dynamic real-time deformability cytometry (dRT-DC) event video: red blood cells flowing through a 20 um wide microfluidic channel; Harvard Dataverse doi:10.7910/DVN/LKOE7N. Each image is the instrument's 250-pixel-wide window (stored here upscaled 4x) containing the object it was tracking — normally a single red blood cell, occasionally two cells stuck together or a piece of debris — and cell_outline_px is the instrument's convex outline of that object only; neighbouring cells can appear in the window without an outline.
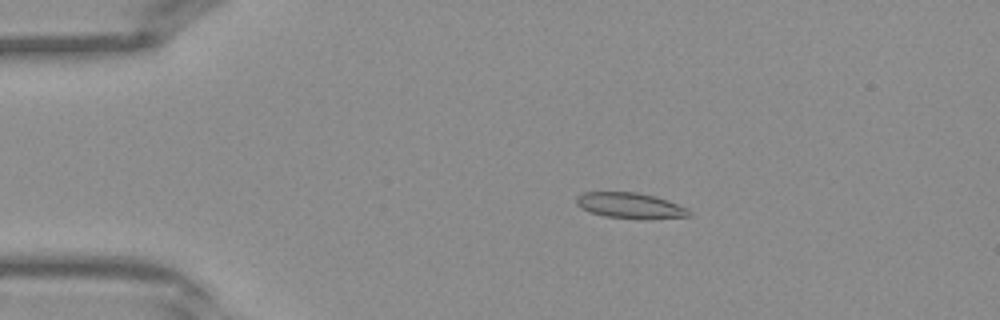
{"species": "Egyptian fruit bat (a non-hibernating species)", "species_latin": "Rousettus aegyptiacus", "temperature_condition": "warm", "stored_images_in_passage": 40, "camera_frame_rate_fps": 3000, "um_per_image_px": 0.085, "frame": {"image": 1, "passage_image": 7, "time_ms": 2.0, "image_size_px": [1000, 320], "cell_outline_px": [[692, 216], [604, 216], [588, 212], [580, 208], [576, 204], [576, 196], [584, 192], [636, 192], [656, 196], [688, 208], [692, 212]], "centroid_in_image_um": [53.47, 17.41], "position_along_channel_um": 31.5, "area_um2": 16.01}}
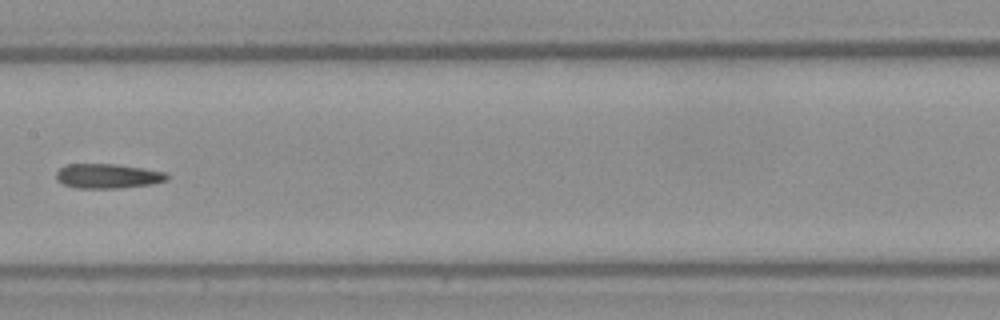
{"frame": {"image": 2, "passage_image": 20, "time_ms": 6.333, "image_size_px": [1000, 320], "cell_outline_px": [[168, 180], [152, 184], [116, 188], [76, 188], [64, 184], [56, 180], [56, 172], [64, 164], [116, 164], [164, 172], [168, 176]], "centroid_in_image_um": [9.11, 14.96], "position_along_channel_um": 198.3, "area_um2": 15.78}}
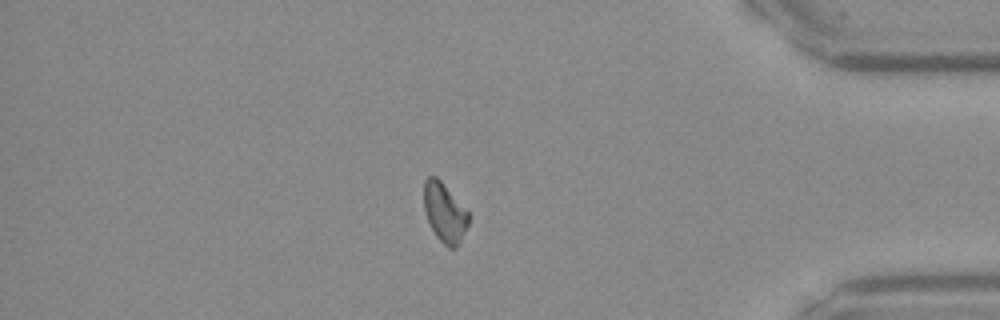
{"frame": {"image": 3, "passage_image": 34, "time_ms": 11.0, "image_size_px": [1000, 320], "cell_outline_px": [[468, 224], [456, 248], [448, 248], [436, 236], [428, 220], [424, 208], [424, 180], [428, 176], [436, 176], [440, 180], [468, 212]], "centroid_in_image_um": [37.77, 18.06], "position_along_channel_um": 397.4, "area_um2": 15.03}}